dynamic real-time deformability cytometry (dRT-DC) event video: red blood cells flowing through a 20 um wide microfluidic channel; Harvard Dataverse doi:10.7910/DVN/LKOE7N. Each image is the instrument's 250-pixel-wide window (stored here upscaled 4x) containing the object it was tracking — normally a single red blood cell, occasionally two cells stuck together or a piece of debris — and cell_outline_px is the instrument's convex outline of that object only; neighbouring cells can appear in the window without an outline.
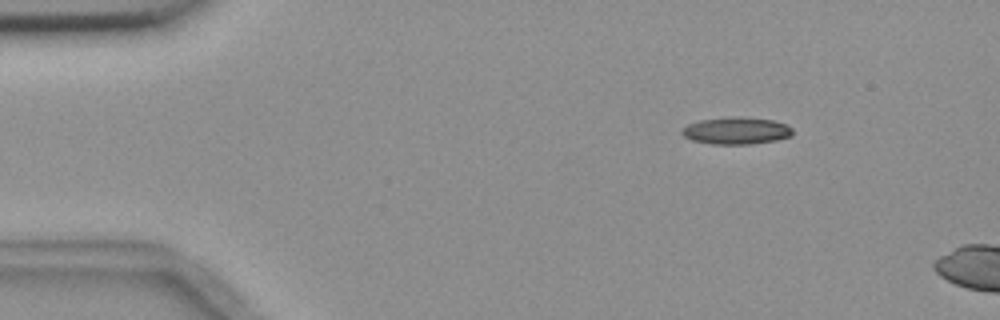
{"species": "common noctule bat (a hibernating species)", "species_latin": "Nyctalus noctula", "temperature_condition": "room temperature", "stored_images_in_passage": 5, "segment_of_instrument_passage": [2, 2], "camera_frame_rate_fps": 3000, "um_per_image_px": 0.085, "animal": {"sex": "female", "body_mass_g": 18.4}, "frame": {"image": 1, "passage_image": 5, "time_ms": 5.0, "image_size_px": [1000, 320], "cell_outline_px": [[792, 136], [776, 140], [752, 144], [712, 144], [692, 140], [684, 136], [680, 132], [688, 124], [700, 120], [728, 116], [736, 116], [776, 120], [792, 128]], "centroid_in_image_um": [62.59, 11.1], "position_along_channel_um": 22.4, "area_um2": 17.57}}